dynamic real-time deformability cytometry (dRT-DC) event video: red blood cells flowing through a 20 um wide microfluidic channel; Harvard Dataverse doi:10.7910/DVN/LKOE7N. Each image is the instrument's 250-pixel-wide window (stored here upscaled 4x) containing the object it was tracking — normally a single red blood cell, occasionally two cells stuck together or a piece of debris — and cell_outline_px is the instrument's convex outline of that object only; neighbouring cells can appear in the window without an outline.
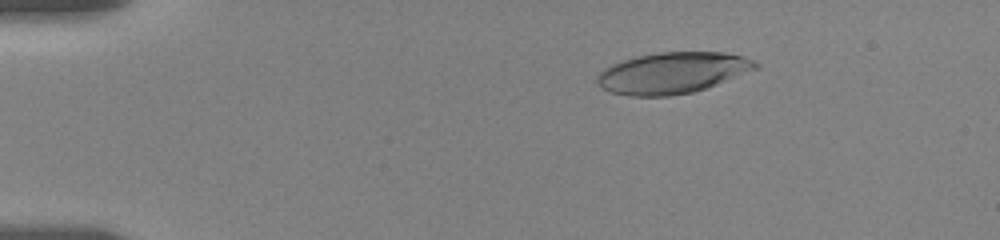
{"species": "human", "species_latin": "Homo sapiens", "temperature_condition": "room temperature", "stored_images_in_passage": 26, "camera_frame_rate_fps": 3000, "um_per_image_px": 0.085, "donor": {"sex": "female"}, "frame": {"image": 1, "passage_image": 7, "time_ms": 2.667, "image_size_px": [1000, 240], "cell_outline_px": [[760, 68], [716, 84], [692, 92], [668, 96], [628, 96], [612, 92], [604, 88], [596, 80], [596, 76], [604, 68], [612, 64], [636, 56], [660, 52], [724, 52], [740, 56], [752, 60], [760, 64]], "centroid_in_image_um": [57.17, 6.19], "position_along_channel_um": 27.8, "area_um2": 37.74}}
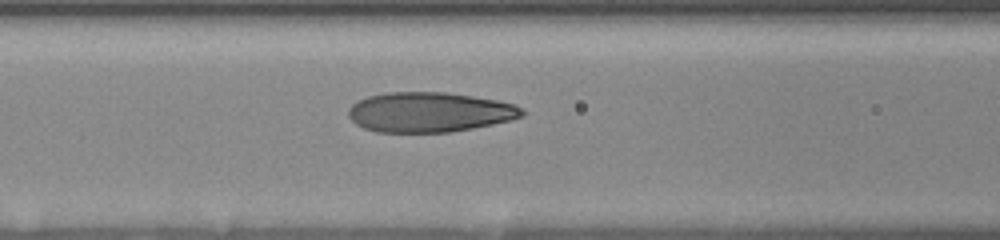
{"frame": {"image": 2, "passage_image": 18, "time_ms": 7.667, "image_size_px": [1000, 240], "cell_outline_px": [[524, 116], [512, 120], [472, 128], [448, 132], [376, 132], [364, 128], [356, 124], [348, 116], [348, 108], [352, 104], [368, 96], [388, 92], [444, 92], [472, 96], [496, 100], [516, 104], [524, 112]], "centroid_in_image_um": [36.5, 9.53], "position_along_channel_um": 130.1, "area_um2": 40.34}}
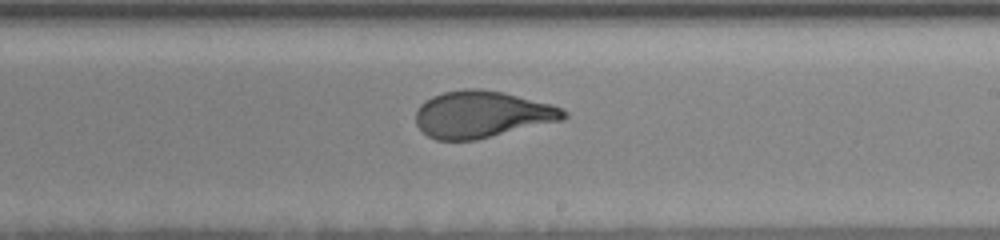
{"frame": {"image": 3, "passage_image": 26, "time_ms": 11.0, "image_size_px": [1000, 240], "cell_outline_px": [[568, 116], [560, 120], [476, 140], [436, 140], [428, 136], [416, 124], [416, 108], [424, 100], [432, 96], [444, 92], [464, 88], [480, 88], [504, 92], [552, 104], [568, 112]], "centroid_in_image_um": [40.93, 9.7], "position_along_channel_um": 248.1, "area_um2": 40.34}}